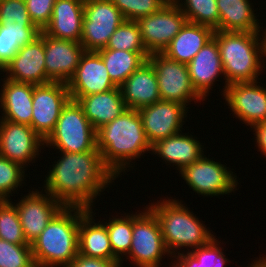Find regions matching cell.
Segmentation results:
<instances>
[{"label": "cell", "mask_w": 266, "mask_h": 267, "mask_svg": "<svg viewBox=\"0 0 266 267\" xmlns=\"http://www.w3.org/2000/svg\"><path fill=\"white\" fill-rule=\"evenodd\" d=\"M60 155L45 176L44 191L63 206L92 209L97 196L117 177L103 163L97 147L93 151Z\"/></svg>", "instance_id": "1"}, {"label": "cell", "mask_w": 266, "mask_h": 267, "mask_svg": "<svg viewBox=\"0 0 266 267\" xmlns=\"http://www.w3.org/2000/svg\"><path fill=\"white\" fill-rule=\"evenodd\" d=\"M96 138L103 163L118 178L125 170L128 172L127 168L134 167L133 160L151 151L140 114L130 108L99 128Z\"/></svg>", "instance_id": "2"}, {"label": "cell", "mask_w": 266, "mask_h": 267, "mask_svg": "<svg viewBox=\"0 0 266 267\" xmlns=\"http://www.w3.org/2000/svg\"><path fill=\"white\" fill-rule=\"evenodd\" d=\"M88 209L64 206L33 240L31 250L36 267H69L78 254L81 216Z\"/></svg>", "instance_id": "3"}, {"label": "cell", "mask_w": 266, "mask_h": 267, "mask_svg": "<svg viewBox=\"0 0 266 267\" xmlns=\"http://www.w3.org/2000/svg\"><path fill=\"white\" fill-rule=\"evenodd\" d=\"M161 199L154 204L147 205V207L154 213L159 222L170 258L180 254L182 247L187 248L189 253V248L197 249L216 237L211 232L212 230H208L205 224L201 223L196 214L194 216L187 205L182 204L183 201L168 197Z\"/></svg>", "instance_id": "4"}, {"label": "cell", "mask_w": 266, "mask_h": 267, "mask_svg": "<svg viewBox=\"0 0 266 267\" xmlns=\"http://www.w3.org/2000/svg\"><path fill=\"white\" fill-rule=\"evenodd\" d=\"M213 37L219 46L224 70L223 95L227 85L260 79V72L266 68L261 63L264 59L260 32L214 31Z\"/></svg>", "instance_id": "5"}, {"label": "cell", "mask_w": 266, "mask_h": 267, "mask_svg": "<svg viewBox=\"0 0 266 267\" xmlns=\"http://www.w3.org/2000/svg\"><path fill=\"white\" fill-rule=\"evenodd\" d=\"M59 152L83 153L97 147L96 130L86 118L81 105L70 99L62 109L54 131L44 141Z\"/></svg>", "instance_id": "6"}, {"label": "cell", "mask_w": 266, "mask_h": 267, "mask_svg": "<svg viewBox=\"0 0 266 267\" xmlns=\"http://www.w3.org/2000/svg\"><path fill=\"white\" fill-rule=\"evenodd\" d=\"M145 211L133 214L132 242L126 259L138 267H161L163 256H169L161 229L154 213Z\"/></svg>", "instance_id": "7"}, {"label": "cell", "mask_w": 266, "mask_h": 267, "mask_svg": "<svg viewBox=\"0 0 266 267\" xmlns=\"http://www.w3.org/2000/svg\"><path fill=\"white\" fill-rule=\"evenodd\" d=\"M182 179L198 195L217 196L238 190L237 176L229 167L215 162L203 155L194 163L183 167L180 171Z\"/></svg>", "instance_id": "8"}, {"label": "cell", "mask_w": 266, "mask_h": 267, "mask_svg": "<svg viewBox=\"0 0 266 267\" xmlns=\"http://www.w3.org/2000/svg\"><path fill=\"white\" fill-rule=\"evenodd\" d=\"M125 21L110 0H85L80 43L85 51L105 48L109 38Z\"/></svg>", "instance_id": "9"}, {"label": "cell", "mask_w": 266, "mask_h": 267, "mask_svg": "<svg viewBox=\"0 0 266 267\" xmlns=\"http://www.w3.org/2000/svg\"><path fill=\"white\" fill-rule=\"evenodd\" d=\"M147 61L157 75L161 100L177 102L184 106H188L191 101H204L192 86L187 64L169 59L162 53L150 54Z\"/></svg>", "instance_id": "10"}, {"label": "cell", "mask_w": 266, "mask_h": 267, "mask_svg": "<svg viewBox=\"0 0 266 267\" xmlns=\"http://www.w3.org/2000/svg\"><path fill=\"white\" fill-rule=\"evenodd\" d=\"M70 99L65 83L34 85L31 127L44 141L54 131L62 109Z\"/></svg>", "instance_id": "11"}, {"label": "cell", "mask_w": 266, "mask_h": 267, "mask_svg": "<svg viewBox=\"0 0 266 267\" xmlns=\"http://www.w3.org/2000/svg\"><path fill=\"white\" fill-rule=\"evenodd\" d=\"M186 22L177 4H166L154 14L136 20L149 54L162 53Z\"/></svg>", "instance_id": "12"}, {"label": "cell", "mask_w": 266, "mask_h": 267, "mask_svg": "<svg viewBox=\"0 0 266 267\" xmlns=\"http://www.w3.org/2000/svg\"><path fill=\"white\" fill-rule=\"evenodd\" d=\"M44 146V140L31 126L0 120V155L6 159L26 168Z\"/></svg>", "instance_id": "13"}, {"label": "cell", "mask_w": 266, "mask_h": 267, "mask_svg": "<svg viewBox=\"0 0 266 267\" xmlns=\"http://www.w3.org/2000/svg\"><path fill=\"white\" fill-rule=\"evenodd\" d=\"M188 108L177 102L159 100L138 109L148 142L153 145L158 140L181 132Z\"/></svg>", "instance_id": "14"}, {"label": "cell", "mask_w": 266, "mask_h": 267, "mask_svg": "<svg viewBox=\"0 0 266 267\" xmlns=\"http://www.w3.org/2000/svg\"><path fill=\"white\" fill-rule=\"evenodd\" d=\"M45 193V194H43ZM29 191L15 204L23 234L28 243H32L46 228L49 221L64 206L48 192Z\"/></svg>", "instance_id": "15"}, {"label": "cell", "mask_w": 266, "mask_h": 267, "mask_svg": "<svg viewBox=\"0 0 266 267\" xmlns=\"http://www.w3.org/2000/svg\"><path fill=\"white\" fill-rule=\"evenodd\" d=\"M258 81L227 85L224 99L228 108L245 125L266 122V88Z\"/></svg>", "instance_id": "16"}, {"label": "cell", "mask_w": 266, "mask_h": 267, "mask_svg": "<svg viewBox=\"0 0 266 267\" xmlns=\"http://www.w3.org/2000/svg\"><path fill=\"white\" fill-rule=\"evenodd\" d=\"M72 100L82 96L107 92L117 88L107 72L105 63L96 51H85L75 75L67 83Z\"/></svg>", "instance_id": "17"}, {"label": "cell", "mask_w": 266, "mask_h": 267, "mask_svg": "<svg viewBox=\"0 0 266 267\" xmlns=\"http://www.w3.org/2000/svg\"><path fill=\"white\" fill-rule=\"evenodd\" d=\"M45 68L49 82L67 84L75 75L85 49L79 42L44 34Z\"/></svg>", "instance_id": "18"}, {"label": "cell", "mask_w": 266, "mask_h": 267, "mask_svg": "<svg viewBox=\"0 0 266 267\" xmlns=\"http://www.w3.org/2000/svg\"><path fill=\"white\" fill-rule=\"evenodd\" d=\"M1 72H6L5 78L15 82L34 85L50 83L45 68L44 33L41 31L33 42L20 47Z\"/></svg>", "instance_id": "19"}, {"label": "cell", "mask_w": 266, "mask_h": 267, "mask_svg": "<svg viewBox=\"0 0 266 267\" xmlns=\"http://www.w3.org/2000/svg\"><path fill=\"white\" fill-rule=\"evenodd\" d=\"M187 66L193 88L205 100L217 77L224 76L216 39L207 41Z\"/></svg>", "instance_id": "20"}, {"label": "cell", "mask_w": 266, "mask_h": 267, "mask_svg": "<svg viewBox=\"0 0 266 267\" xmlns=\"http://www.w3.org/2000/svg\"><path fill=\"white\" fill-rule=\"evenodd\" d=\"M84 2L85 0H56L51 20L42 32L57 39L80 43Z\"/></svg>", "instance_id": "21"}, {"label": "cell", "mask_w": 266, "mask_h": 267, "mask_svg": "<svg viewBox=\"0 0 266 267\" xmlns=\"http://www.w3.org/2000/svg\"><path fill=\"white\" fill-rule=\"evenodd\" d=\"M127 108L138 110L161 100L153 66L146 61L119 87Z\"/></svg>", "instance_id": "22"}, {"label": "cell", "mask_w": 266, "mask_h": 267, "mask_svg": "<svg viewBox=\"0 0 266 267\" xmlns=\"http://www.w3.org/2000/svg\"><path fill=\"white\" fill-rule=\"evenodd\" d=\"M0 93V120L31 126L34 84L3 78ZM3 88V89H2Z\"/></svg>", "instance_id": "23"}, {"label": "cell", "mask_w": 266, "mask_h": 267, "mask_svg": "<svg viewBox=\"0 0 266 267\" xmlns=\"http://www.w3.org/2000/svg\"><path fill=\"white\" fill-rule=\"evenodd\" d=\"M192 134L179 132L156 141L151 145V153L157 154L165 163L175 165L177 170L194 163L204 155V147Z\"/></svg>", "instance_id": "24"}, {"label": "cell", "mask_w": 266, "mask_h": 267, "mask_svg": "<svg viewBox=\"0 0 266 267\" xmlns=\"http://www.w3.org/2000/svg\"><path fill=\"white\" fill-rule=\"evenodd\" d=\"M93 209H88L80 218L78 230V253L106 261H119L112 252L107 227L95 221ZM94 220V221H93Z\"/></svg>", "instance_id": "25"}, {"label": "cell", "mask_w": 266, "mask_h": 267, "mask_svg": "<svg viewBox=\"0 0 266 267\" xmlns=\"http://www.w3.org/2000/svg\"><path fill=\"white\" fill-rule=\"evenodd\" d=\"M77 102L96 131L128 109L119 87L103 93L82 96Z\"/></svg>", "instance_id": "26"}, {"label": "cell", "mask_w": 266, "mask_h": 267, "mask_svg": "<svg viewBox=\"0 0 266 267\" xmlns=\"http://www.w3.org/2000/svg\"><path fill=\"white\" fill-rule=\"evenodd\" d=\"M213 33L211 27L186 22L162 54L169 59L188 64L213 37Z\"/></svg>", "instance_id": "27"}, {"label": "cell", "mask_w": 266, "mask_h": 267, "mask_svg": "<svg viewBox=\"0 0 266 267\" xmlns=\"http://www.w3.org/2000/svg\"><path fill=\"white\" fill-rule=\"evenodd\" d=\"M219 11V31L260 32L250 0H216ZM253 6V7H252ZM261 24V25H259Z\"/></svg>", "instance_id": "28"}, {"label": "cell", "mask_w": 266, "mask_h": 267, "mask_svg": "<svg viewBox=\"0 0 266 267\" xmlns=\"http://www.w3.org/2000/svg\"><path fill=\"white\" fill-rule=\"evenodd\" d=\"M96 52L101 56L110 79L117 87H120L150 56L148 52H131L107 48H102Z\"/></svg>", "instance_id": "29"}, {"label": "cell", "mask_w": 266, "mask_h": 267, "mask_svg": "<svg viewBox=\"0 0 266 267\" xmlns=\"http://www.w3.org/2000/svg\"><path fill=\"white\" fill-rule=\"evenodd\" d=\"M40 32L34 24H0V71L14 58L20 47L33 42Z\"/></svg>", "instance_id": "30"}, {"label": "cell", "mask_w": 266, "mask_h": 267, "mask_svg": "<svg viewBox=\"0 0 266 267\" xmlns=\"http://www.w3.org/2000/svg\"><path fill=\"white\" fill-rule=\"evenodd\" d=\"M125 215V216H124ZM123 216H112L109 221L104 222L112 248L113 255L120 261L121 265L129 253L132 242L133 213H124ZM125 258L123 260V257Z\"/></svg>", "instance_id": "31"}, {"label": "cell", "mask_w": 266, "mask_h": 267, "mask_svg": "<svg viewBox=\"0 0 266 267\" xmlns=\"http://www.w3.org/2000/svg\"><path fill=\"white\" fill-rule=\"evenodd\" d=\"M183 2L179 0L177 5L184 13L187 22L205 25L214 31H219V11L216 0H184Z\"/></svg>", "instance_id": "32"}, {"label": "cell", "mask_w": 266, "mask_h": 267, "mask_svg": "<svg viewBox=\"0 0 266 267\" xmlns=\"http://www.w3.org/2000/svg\"><path fill=\"white\" fill-rule=\"evenodd\" d=\"M107 49L131 52H147L136 21L125 20L111 35Z\"/></svg>", "instance_id": "33"}, {"label": "cell", "mask_w": 266, "mask_h": 267, "mask_svg": "<svg viewBox=\"0 0 266 267\" xmlns=\"http://www.w3.org/2000/svg\"><path fill=\"white\" fill-rule=\"evenodd\" d=\"M0 239L14 244H30L24 237L17 209L10 200H0Z\"/></svg>", "instance_id": "34"}, {"label": "cell", "mask_w": 266, "mask_h": 267, "mask_svg": "<svg viewBox=\"0 0 266 267\" xmlns=\"http://www.w3.org/2000/svg\"><path fill=\"white\" fill-rule=\"evenodd\" d=\"M26 169L20 164L10 161L0 155V200H11L12 192L24 183Z\"/></svg>", "instance_id": "35"}, {"label": "cell", "mask_w": 266, "mask_h": 267, "mask_svg": "<svg viewBox=\"0 0 266 267\" xmlns=\"http://www.w3.org/2000/svg\"><path fill=\"white\" fill-rule=\"evenodd\" d=\"M0 267H36L31 245L0 239Z\"/></svg>", "instance_id": "36"}, {"label": "cell", "mask_w": 266, "mask_h": 267, "mask_svg": "<svg viewBox=\"0 0 266 267\" xmlns=\"http://www.w3.org/2000/svg\"><path fill=\"white\" fill-rule=\"evenodd\" d=\"M122 13L125 20L136 21L154 14L164 5L162 0H110Z\"/></svg>", "instance_id": "37"}, {"label": "cell", "mask_w": 266, "mask_h": 267, "mask_svg": "<svg viewBox=\"0 0 266 267\" xmlns=\"http://www.w3.org/2000/svg\"><path fill=\"white\" fill-rule=\"evenodd\" d=\"M216 239L214 237L208 244L190 251L202 267H225L230 262L222 252L224 249L219 246L221 242Z\"/></svg>", "instance_id": "38"}, {"label": "cell", "mask_w": 266, "mask_h": 267, "mask_svg": "<svg viewBox=\"0 0 266 267\" xmlns=\"http://www.w3.org/2000/svg\"><path fill=\"white\" fill-rule=\"evenodd\" d=\"M34 24L25 0H0V24Z\"/></svg>", "instance_id": "39"}, {"label": "cell", "mask_w": 266, "mask_h": 267, "mask_svg": "<svg viewBox=\"0 0 266 267\" xmlns=\"http://www.w3.org/2000/svg\"><path fill=\"white\" fill-rule=\"evenodd\" d=\"M56 0H25L31 21L41 31L50 22Z\"/></svg>", "instance_id": "40"}, {"label": "cell", "mask_w": 266, "mask_h": 267, "mask_svg": "<svg viewBox=\"0 0 266 267\" xmlns=\"http://www.w3.org/2000/svg\"><path fill=\"white\" fill-rule=\"evenodd\" d=\"M69 267H123L120 261H106L100 258L77 254Z\"/></svg>", "instance_id": "41"}, {"label": "cell", "mask_w": 266, "mask_h": 267, "mask_svg": "<svg viewBox=\"0 0 266 267\" xmlns=\"http://www.w3.org/2000/svg\"><path fill=\"white\" fill-rule=\"evenodd\" d=\"M183 251H181L180 254L172 257L169 267H202L201 263H199L190 252L185 253L184 249ZM173 258L176 260L174 261Z\"/></svg>", "instance_id": "42"}, {"label": "cell", "mask_w": 266, "mask_h": 267, "mask_svg": "<svg viewBox=\"0 0 266 267\" xmlns=\"http://www.w3.org/2000/svg\"><path fill=\"white\" fill-rule=\"evenodd\" d=\"M252 129H254L253 132L255 131V142L258 151H260L266 158V122L253 125L251 127V130Z\"/></svg>", "instance_id": "43"}, {"label": "cell", "mask_w": 266, "mask_h": 267, "mask_svg": "<svg viewBox=\"0 0 266 267\" xmlns=\"http://www.w3.org/2000/svg\"><path fill=\"white\" fill-rule=\"evenodd\" d=\"M247 267H266V256L260 257L258 261L254 259L251 265L249 263Z\"/></svg>", "instance_id": "44"}, {"label": "cell", "mask_w": 266, "mask_h": 267, "mask_svg": "<svg viewBox=\"0 0 266 267\" xmlns=\"http://www.w3.org/2000/svg\"><path fill=\"white\" fill-rule=\"evenodd\" d=\"M263 31V32H262ZM262 32V34H261ZM260 37L261 43H262V51H263V57H266V28L264 30L260 29Z\"/></svg>", "instance_id": "45"}, {"label": "cell", "mask_w": 266, "mask_h": 267, "mask_svg": "<svg viewBox=\"0 0 266 267\" xmlns=\"http://www.w3.org/2000/svg\"><path fill=\"white\" fill-rule=\"evenodd\" d=\"M165 4H177L179 0H162Z\"/></svg>", "instance_id": "46"}]
</instances>
